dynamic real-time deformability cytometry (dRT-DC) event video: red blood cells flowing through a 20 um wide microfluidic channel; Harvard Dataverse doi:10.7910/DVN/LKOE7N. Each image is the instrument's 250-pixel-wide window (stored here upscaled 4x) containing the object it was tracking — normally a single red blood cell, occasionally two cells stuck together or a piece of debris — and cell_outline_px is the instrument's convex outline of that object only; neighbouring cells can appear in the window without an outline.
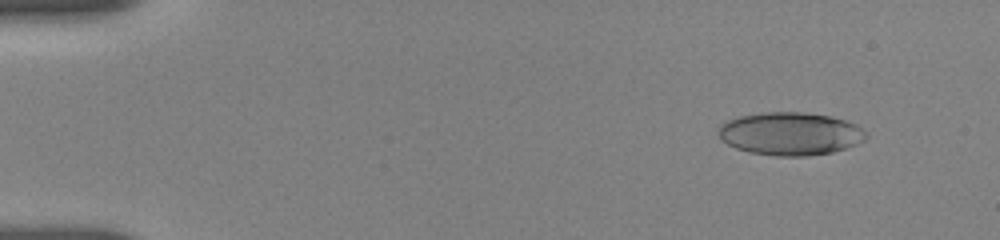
{"species": "human", "species_latin": "Homo sapiens", "temperature_condition": "room temperature", "stored_images_in_passage": 33, "camera_frame_rate_fps": 3000, "um_per_image_px": 0.085, "donor": {"sex": "female"}, "frame": {"image": 1, "passage_image": 4, "time_ms": 1.0, "image_size_px": [1000, 240], "cell_outline_px": [[868, 136], [864, 140], [856, 144], [832, 152], [808, 156], [776, 156], [748, 152], [736, 148], [720, 140], [716, 132], [720, 124], [728, 120], [740, 116], [764, 112], [804, 112], [832, 116], [856, 124], [868, 132]], "centroid_in_image_um": [67.16, 11.36], "position_along_channel_um": 17.8, "area_um2": 37.28}}
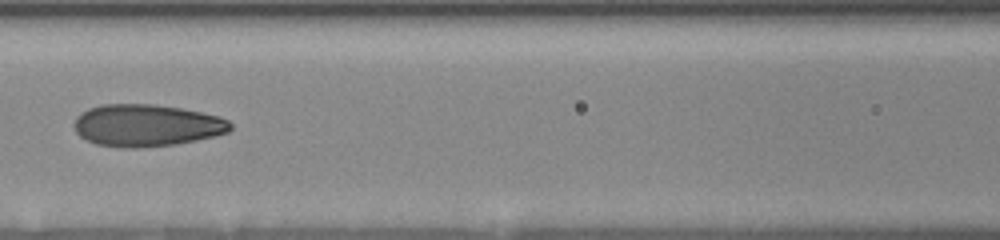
{"frame": {"image": 2, "passage_image": 20, "time_ms": 7.667, "image_size_px": [1000, 240], "cell_outline_px": [[232, 128], [228, 132], [216, 136], [176, 144], [136, 148], [124, 148], [96, 144], [80, 136], [76, 132], [72, 124], [76, 116], [80, 112], [88, 108], [104, 104], [152, 104], [180, 108], [220, 116], [228, 120], [232, 124]], "centroid_in_image_um": [12.44, 10.66], "position_along_channel_um": 154.2, "area_um2": 38.55}}
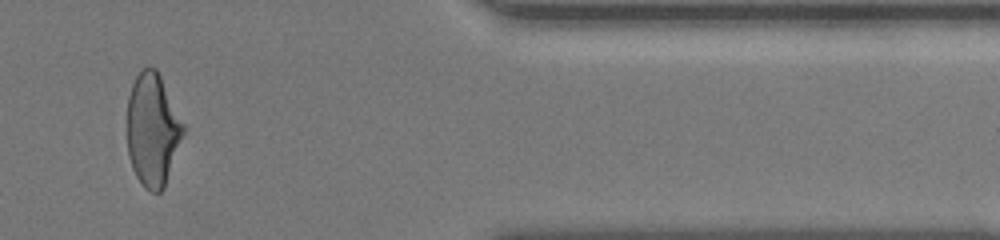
{"frame": {"image": 3, "passage_image": 31, "time_ms": 15.0, "image_size_px": [1000, 240], "cell_outline_px": [[184, 132], [164, 188], [160, 192], [152, 192], [144, 188], [136, 176], [132, 168], [128, 156], [128, 96], [132, 84], [136, 76], [148, 64], [156, 68], [184, 124]], "centroid_in_image_um": [12.96, 11.03], "position_along_channel_um": 398.4, "area_um2": 36.65}, "authors_computed_cell_mechanics": {"area_um2": 37.281, "velocity_mm_per_s": 3.6959, "shape_relaxation_time_tau1_ms": 8.6069, "shape_relaxation_time_tau2_ms": 1.4642, "deformation_change_tau1": 0.221, "deformation_change_tau2": 0.0868}}